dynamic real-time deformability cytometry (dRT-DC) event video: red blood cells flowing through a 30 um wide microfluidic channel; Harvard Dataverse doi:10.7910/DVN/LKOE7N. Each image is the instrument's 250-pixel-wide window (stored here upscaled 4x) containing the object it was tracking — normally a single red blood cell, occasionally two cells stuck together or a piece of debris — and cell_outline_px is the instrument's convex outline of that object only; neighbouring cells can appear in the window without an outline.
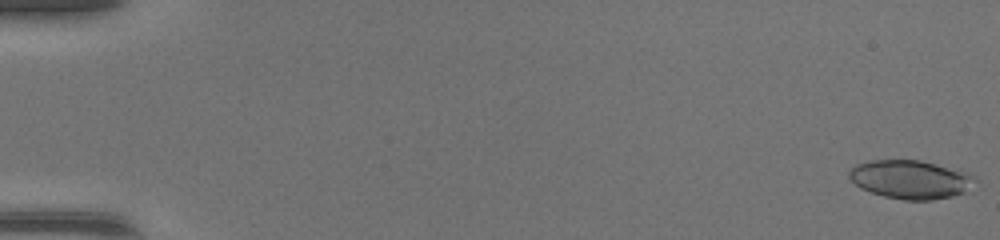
{"species": "common noctule bat (a hibernating species)", "species_latin": "Nyctalus noctula", "temperature_condition": "warm", "stored_images_in_passage": 48, "camera_frame_rate_fps": 3000, "um_per_image_px": 0.085, "animal": {"sex": "female", "body_mass_g": 17.0, "forearm_length_mm": 48.0}, "frame": {"image": 1, "passage_image": 1, "time_ms": 0.0, "image_size_px": [1000, 240], "cell_outline_px": [[980, 180], [964, 192], [952, 196], [932, 200], [904, 200], [884, 196], [860, 188], [848, 176], [848, 172], [856, 164], [868, 160], [920, 160], [968, 172], [976, 176]], "centroid_in_image_um": [77.43, 15.25], "position_along_channel_um": 7.6, "area_um2": 28.44}}
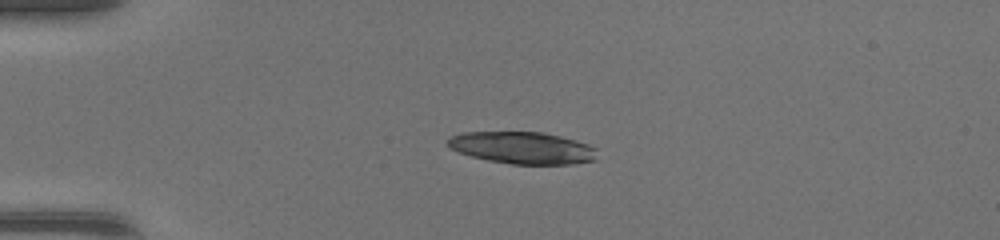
{"frame": {"image": 2, "passage_image": 13, "time_ms": 4.0, "image_size_px": [1000, 240], "cell_outline_px": [[596, 160], [572, 164], [512, 164], [488, 160], [472, 156], [460, 152], [452, 148], [448, 144], [448, 140], [452, 136], [464, 132], [540, 132], [560, 136], [576, 140], [588, 144], [596, 148]], "centroid_in_image_um": [44.46, 12.57], "position_along_channel_um": 40.5, "area_um2": 27.63}}